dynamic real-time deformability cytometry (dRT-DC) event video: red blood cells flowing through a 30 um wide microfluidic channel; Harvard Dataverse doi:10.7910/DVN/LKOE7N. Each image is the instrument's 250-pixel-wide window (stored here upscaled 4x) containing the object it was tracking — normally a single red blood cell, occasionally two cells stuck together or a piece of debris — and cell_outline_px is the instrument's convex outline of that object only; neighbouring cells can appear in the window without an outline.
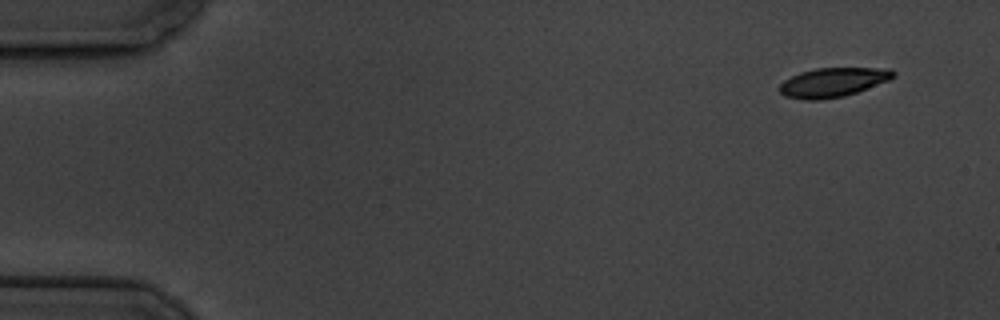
{"species": "common noctule bat (a hibernating species)", "species_latin": "Nyctalus noctula", "temperature_condition": "cold", "stored_images_in_passage": 7, "camera_frame_rate_fps": 3000, "um_per_image_px": 0.085, "animal": {"sex": "male", "body_mass_g": 19.5, "forearm_length_mm": 54.6}, "frame": {"image": 1, "passage_image": 1, "time_ms": 0.0, "image_size_px": [1000, 320], "cell_outline_px": [[896, 76], [888, 80], [856, 92], [844, 96], [820, 100], [804, 100], [784, 96], [776, 88], [784, 80], [800, 72], [816, 68], [892, 68], [896, 72]], "centroid_in_image_um": [70.77, 7.0], "position_along_channel_um": 14.2, "area_um2": 19.48}}
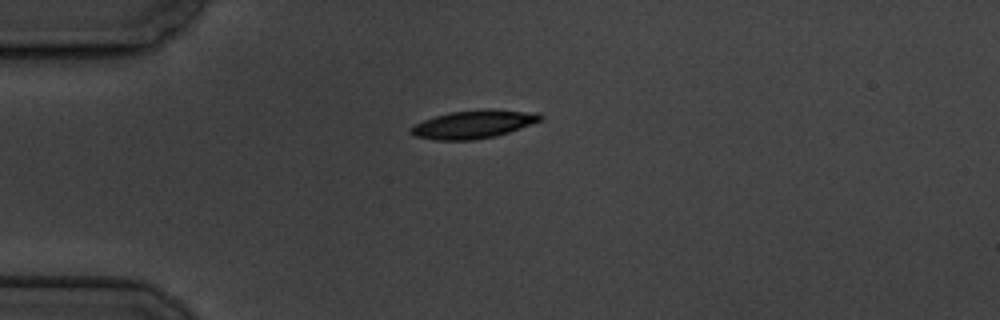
{"frame": {"image": 2, "passage_image": 4, "time_ms": 3.667, "image_size_px": [1000, 320], "cell_outline_px": [[544, 120], [496, 136], [472, 140], [436, 140], [416, 136], [412, 132], [412, 128], [416, 124], [424, 120], [436, 116], [452, 112], [488, 108], [492, 108], [540, 112], [544, 116]], "centroid_in_image_um": [40.38, 10.54], "position_along_channel_um": 44.6, "area_um2": 21.27}}
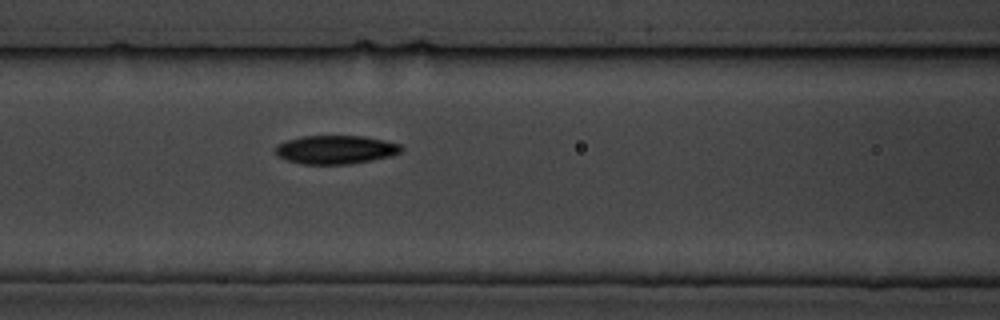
{"frame": {"image": 3, "passage_image": 7, "time_ms": 7.0, "image_size_px": [1000, 320], "cell_outline_px": [[404, 148], [400, 152], [388, 156], [372, 160], [348, 164], [300, 164], [288, 160], [280, 156], [276, 152], [276, 144], [300, 136], [364, 136], [384, 140], [400, 144]], "centroid_in_image_um": [28.53, 12.71], "position_along_channel_um": 138.1, "area_um2": 20.81}}